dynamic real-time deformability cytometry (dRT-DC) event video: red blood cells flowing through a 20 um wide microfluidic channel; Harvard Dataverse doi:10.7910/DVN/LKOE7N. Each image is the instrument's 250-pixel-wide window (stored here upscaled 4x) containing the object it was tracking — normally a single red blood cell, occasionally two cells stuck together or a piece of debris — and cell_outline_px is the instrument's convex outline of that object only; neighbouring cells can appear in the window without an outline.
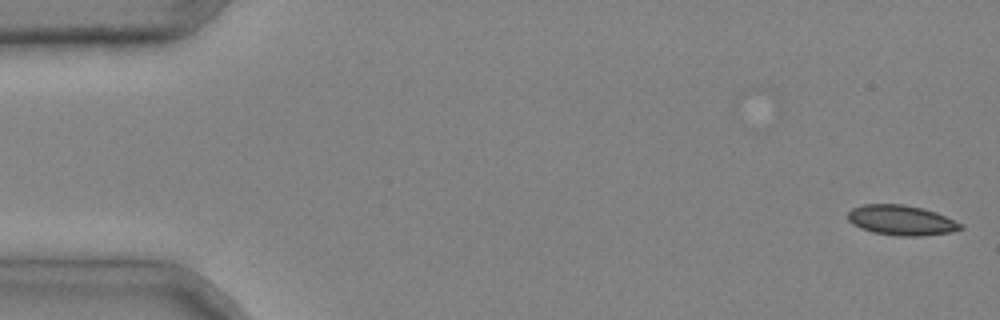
{"species": "common noctule bat (a hibernating species)", "species_latin": "Nyctalus noctula", "temperature_condition": "cold", "stored_images_in_passage": 7, "camera_frame_rate_fps": 3000, "um_per_image_px": 0.085, "animal": {"sex": "male", "body_mass_g": 20.4}, "frame": {"image": 1, "passage_image": 1, "time_ms": 0.0, "image_size_px": [1000, 320], "cell_outline_px": [[964, 228], [952, 232], [924, 236], [896, 236], [872, 232], [860, 228], [852, 224], [848, 220], [848, 212], [852, 208], [864, 204], [904, 204], [924, 208], [936, 212], [964, 224]], "centroid_in_image_um": [76.64, 18.72], "position_along_channel_um": 8.4, "area_um2": 20.06}}
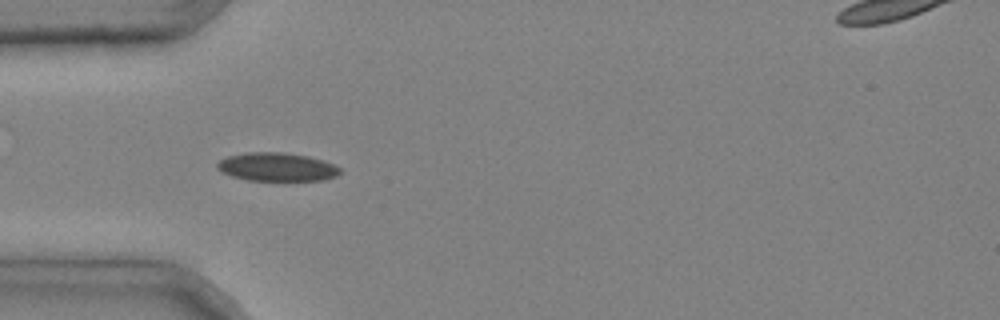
{"frame": {"image": 2, "passage_image": 4, "time_ms": 1.0, "image_size_px": [1000, 320], "cell_outline_px": [[344, 172], [336, 176], [324, 180], [248, 180], [232, 176], [220, 172], [216, 168], [216, 164], [220, 160], [228, 156], [248, 152], [280, 152], [308, 156], [324, 160], [340, 168]], "centroid_in_image_um": [23.54, 14.19], "position_along_channel_um": 61.5, "area_um2": 20.4}}
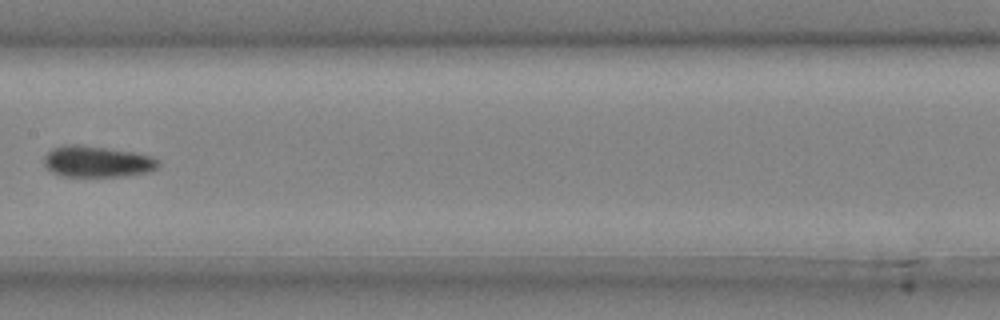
{"frame": {"image": 3, "passage_image": 7, "time_ms": 2.0, "image_size_px": [1000, 320], "cell_outline_px": [[160, 164], [156, 168], [148, 172], [120, 176], [60, 176], [52, 172], [44, 164], [44, 156], [52, 148], [64, 144], [80, 144], [132, 152], [152, 156], [160, 160]], "centroid_in_image_um": [8.24, 13.72], "position_along_channel_um": 199.2, "area_um2": 20.81}}